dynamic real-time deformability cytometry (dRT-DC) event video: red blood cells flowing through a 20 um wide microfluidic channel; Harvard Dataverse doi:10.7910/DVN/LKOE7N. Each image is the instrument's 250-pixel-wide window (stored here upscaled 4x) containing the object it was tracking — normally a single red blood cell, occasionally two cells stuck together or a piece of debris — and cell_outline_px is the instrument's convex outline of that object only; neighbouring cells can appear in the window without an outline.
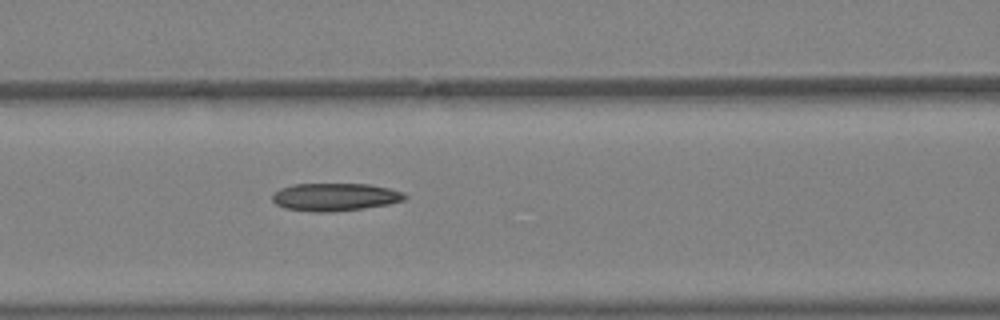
{"species": "Egyptian fruit bat (a non-hibernating species)", "species_latin": "Rousettus aegyptiacus", "temperature_condition": "warm", "stored_images_in_passage": 4, "camera_frame_rate_fps": 3000, "um_per_image_px": 0.085, "animal": {"sex": "female"}, "frame": {"image": 1, "passage_image": 4, "time_ms": 1.0, "image_size_px": [1000, 320], "cell_outline_px": [[408, 196], [404, 200], [388, 204], [364, 208], [332, 212], [312, 212], [284, 208], [276, 204], [272, 200], [272, 192], [280, 188], [292, 184], [368, 184], [388, 188], [404, 192]], "centroid_in_image_um": [28.44, 16.74], "position_along_channel_um": 138.2, "area_um2": 21.62}}